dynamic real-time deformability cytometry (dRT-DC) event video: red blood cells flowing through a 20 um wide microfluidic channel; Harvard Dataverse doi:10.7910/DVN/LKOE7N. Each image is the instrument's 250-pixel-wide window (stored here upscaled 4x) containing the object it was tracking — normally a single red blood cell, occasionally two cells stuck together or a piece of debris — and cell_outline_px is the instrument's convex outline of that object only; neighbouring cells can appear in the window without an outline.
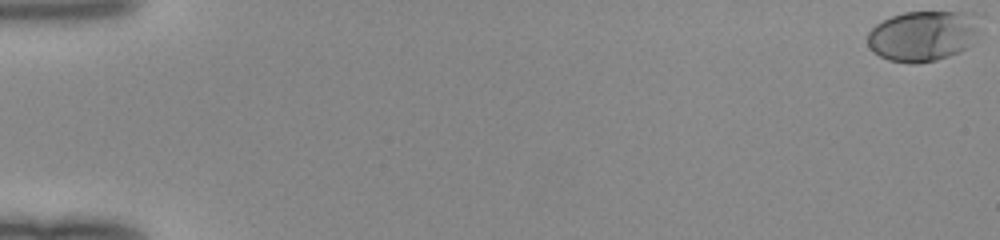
{"species": "human", "species_latin": "Homo sapiens", "temperature_condition": "room temperature", "stored_images_in_passage": 51, "camera_frame_rate_fps": 3000, "um_per_image_px": 0.085, "donor": {"sex": "female"}, "frame": {"image": 1, "passage_image": 1, "time_ms": 0.0, "image_size_px": [1000, 240], "cell_outline_px": [[984, 16], [976, 36], [972, 44], [960, 52], [936, 60], [916, 64], [912, 64], [888, 60], [872, 52], [868, 44], [868, 32], [876, 24], [892, 16], [904, 12], [976, 12]], "centroid_in_image_um": [78.52, 3.03], "position_along_channel_um": 6.5, "area_um2": 33.76}}
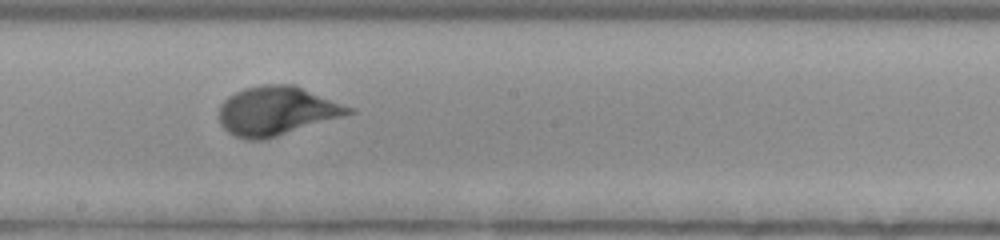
{"frame": {"image": 2, "passage_image": 30, "time_ms": 9.667, "image_size_px": [1000, 240], "cell_outline_px": [[356, 112], [264, 140], [244, 140], [228, 132], [220, 124], [220, 104], [228, 96], [244, 88], [264, 84], [292, 84], [356, 108]], "centroid_in_image_um": [23.52, 9.42], "position_along_channel_um": 224.7, "area_um2": 36.88}}
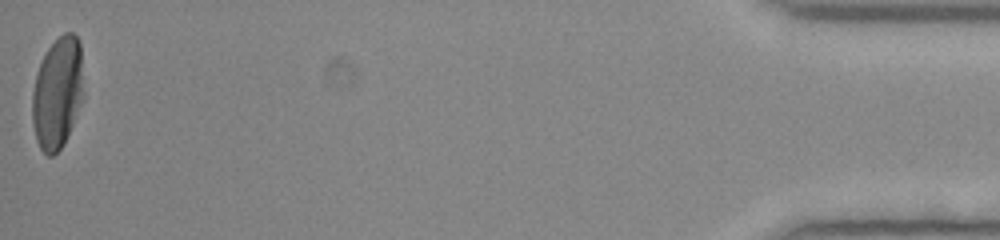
{"frame": {"image": 3, "passage_image": 51, "time_ms": 16.667, "image_size_px": [1000, 240], "cell_outline_px": [[84, 96], [64, 144], [52, 156], [48, 156], [40, 148], [36, 140], [32, 124], [32, 92], [36, 72], [48, 48], [64, 32], [72, 32], [76, 36], [80, 44], [84, 92]], "centroid_in_image_um": [4.88, 7.91], "position_along_channel_um": 430.3, "area_um2": 33.47}}